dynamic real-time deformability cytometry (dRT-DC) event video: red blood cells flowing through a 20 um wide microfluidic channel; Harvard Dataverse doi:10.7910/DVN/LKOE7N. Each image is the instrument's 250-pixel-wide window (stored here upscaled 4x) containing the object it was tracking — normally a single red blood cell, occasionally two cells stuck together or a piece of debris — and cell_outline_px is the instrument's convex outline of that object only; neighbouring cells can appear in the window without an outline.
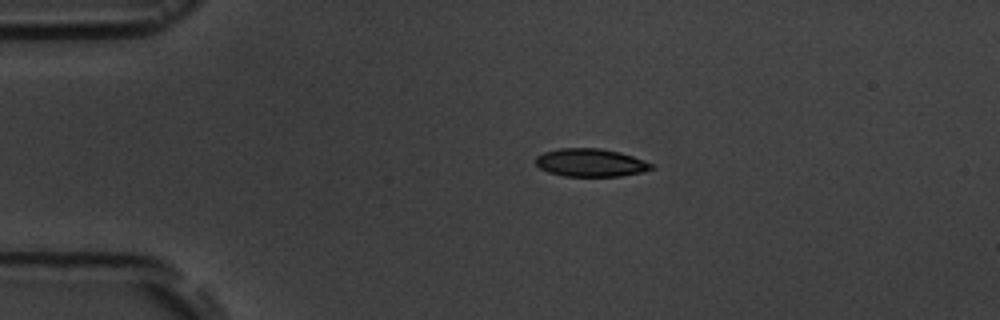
{"species": "common noctule bat (a hibernating species)", "species_latin": "Nyctalus noctula", "temperature_condition": "room temperature", "stored_images_in_passage": 5, "camera_frame_rate_fps": 3000, "um_per_image_px": 0.085, "animal": {"sex": "male", "body_mass_g": 19.5, "forearm_length_mm": 54.6}, "frame": {"image": 1, "passage_image": 2, "time_ms": 1.0, "image_size_px": [1000, 320], "cell_outline_px": [[656, 168], [644, 172], [620, 176], [564, 176], [548, 172], [540, 168], [536, 164], [536, 156], [544, 152], [560, 148], [600, 148], [620, 152], [656, 164]], "centroid_in_image_um": [50.26, 13.83], "position_along_channel_um": 34.7, "area_um2": 19.07}}
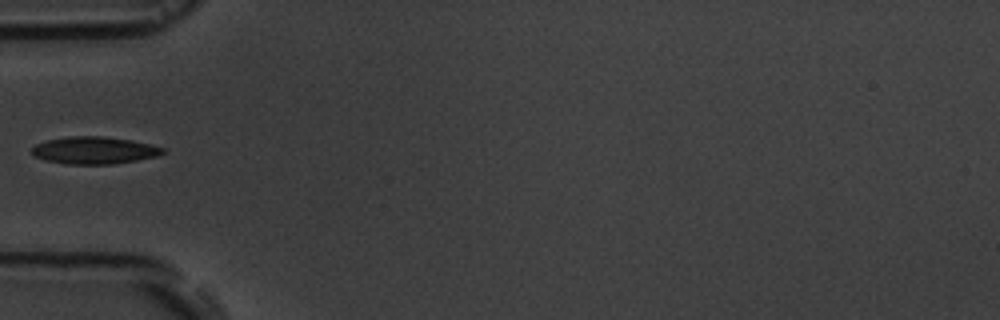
{"frame": {"image": 2, "passage_image": 4, "time_ms": 3.333, "image_size_px": [1000, 320], "cell_outline_px": [[164, 152], [156, 156], [136, 160], [112, 164], [64, 164], [44, 160], [32, 156], [32, 148], [36, 144], [44, 140], [68, 136], [104, 136], [132, 140], [164, 148]], "centroid_in_image_um": [7.94, 12.77], "position_along_channel_um": 77.1, "area_um2": 20.87}}
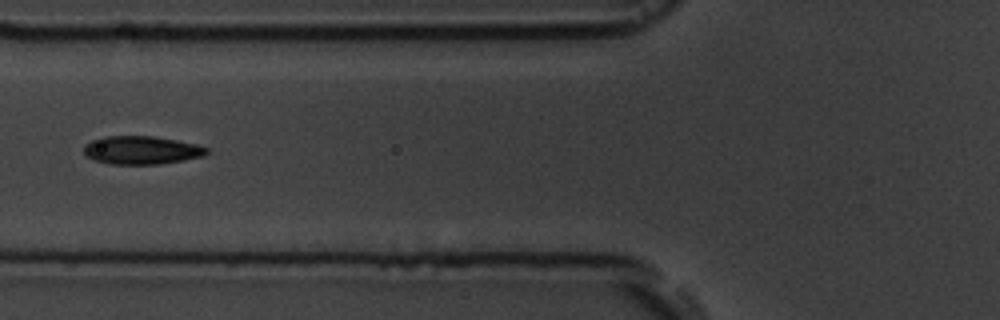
{"frame": {"image": 3, "passage_image": 5, "time_ms": 4.333, "image_size_px": [1000, 320], "cell_outline_px": [[208, 152], [204, 156], [184, 160], [160, 164], [108, 164], [92, 160], [84, 156], [84, 144], [92, 140], [104, 136], [152, 136], [176, 140], [196, 144], [208, 148]], "centroid_in_image_um": [11.98, 12.77], "position_along_channel_um": 113.8, "area_um2": 20.4}}